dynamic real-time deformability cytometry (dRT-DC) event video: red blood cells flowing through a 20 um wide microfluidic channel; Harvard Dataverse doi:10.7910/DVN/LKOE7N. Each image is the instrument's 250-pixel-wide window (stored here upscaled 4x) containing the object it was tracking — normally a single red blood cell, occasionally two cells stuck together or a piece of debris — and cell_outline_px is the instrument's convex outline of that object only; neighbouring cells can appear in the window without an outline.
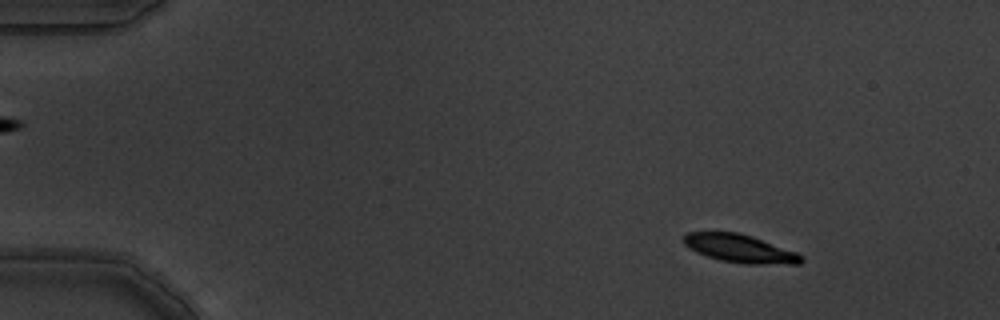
{"species": "common noctule bat (a hibernating species)", "species_latin": "Nyctalus noctula", "temperature_condition": "warm", "stored_images_in_passage": 6, "camera_frame_rate_fps": 3000, "um_per_image_px": 0.085, "animal": {"sex": "male", "body_mass_g": 19.5, "forearm_length_mm": 54.6}, "frame": {"image": 1, "passage_image": 2, "time_ms": 0.333, "image_size_px": [1000, 320], "cell_outline_px": [[804, 260], [800, 264], [744, 264], [720, 260], [696, 252], [688, 248], [684, 244], [684, 236], [688, 232], [740, 232], [752, 236], [796, 252], [804, 256]], "centroid_in_image_um": [62.91, 21.13], "position_along_channel_um": 22.1, "area_um2": 19.31}}
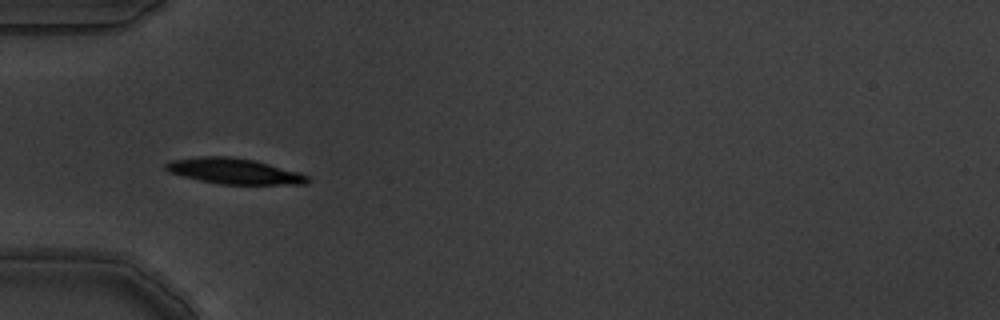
{"frame": {"image": 2, "passage_image": 5, "time_ms": 1.333, "image_size_px": [1000, 320], "cell_outline_px": [[312, 180], [308, 184], [220, 184], [200, 180], [168, 172], [164, 168], [164, 164], [168, 160], [204, 156], [228, 156], [252, 160], [300, 172], [308, 176]], "centroid_in_image_um": [19.89, 14.55], "position_along_channel_um": 65.1, "area_um2": 21.15}}